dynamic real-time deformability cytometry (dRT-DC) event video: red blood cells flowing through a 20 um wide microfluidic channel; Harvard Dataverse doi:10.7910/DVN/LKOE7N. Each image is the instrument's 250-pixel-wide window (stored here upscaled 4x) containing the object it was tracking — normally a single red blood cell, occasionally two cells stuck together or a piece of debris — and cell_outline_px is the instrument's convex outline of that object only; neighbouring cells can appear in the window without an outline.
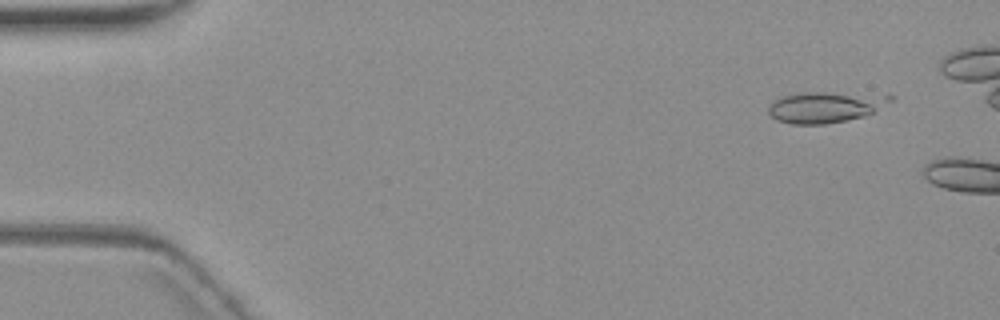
{"species": "common noctule bat (a hibernating species)", "species_latin": "Nyctalus noctula", "temperature_condition": "warm", "stored_images_in_passage": 5, "camera_frame_rate_fps": 3000, "um_per_image_px": 0.085, "animal": {"sex": "female", "body_mass_g": 19.3, "forearm_length_mm": 54.1}, "frame": {"image": 1, "passage_image": 2, "time_ms": 1.333, "image_size_px": [1000, 320], "cell_outline_px": [[896, 96], [892, 100], [872, 112], [864, 116], [848, 120], [824, 124], [792, 124], [776, 120], [768, 112], [768, 104], [784, 96], [804, 92], [824, 92]], "centroid_in_image_um": [70.1, 9.11], "position_along_channel_um": 14.9, "area_um2": 21.68}}